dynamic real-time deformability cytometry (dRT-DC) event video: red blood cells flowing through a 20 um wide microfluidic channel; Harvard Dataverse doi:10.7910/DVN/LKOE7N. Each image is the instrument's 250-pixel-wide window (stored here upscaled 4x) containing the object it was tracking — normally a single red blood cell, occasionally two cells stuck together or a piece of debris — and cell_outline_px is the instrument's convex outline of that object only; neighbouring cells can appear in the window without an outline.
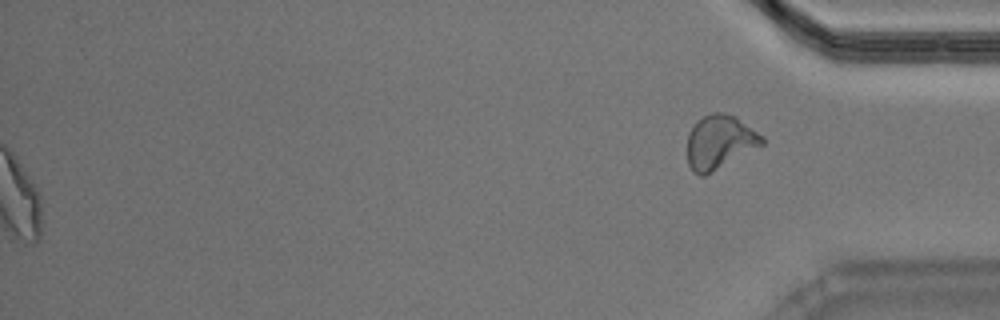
{"species": "Egyptian fruit bat (a non-hibernating species)", "species_latin": "Rousettus aegyptiacus", "temperature_condition": "warm", "stored_images_in_passage": 43, "segment_of_instrument_passage": [2, 2], "camera_frame_rate_fps": 3000, "um_per_image_px": 0.085, "animal": {"sex": "male"}, "frame": {"image": 1, "passage_image": 43, "time_ms": 14.0, "image_size_px": [1000, 320], "cell_outline_px": [[764, 144], [704, 176], [700, 176], [692, 172], [688, 164], [688, 132], [704, 116], [712, 112], [724, 112], [736, 116], [764, 136]], "centroid_in_image_um": [61.18, 12.07], "position_along_channel_um": 374.0, "area_um2": 23.35}}